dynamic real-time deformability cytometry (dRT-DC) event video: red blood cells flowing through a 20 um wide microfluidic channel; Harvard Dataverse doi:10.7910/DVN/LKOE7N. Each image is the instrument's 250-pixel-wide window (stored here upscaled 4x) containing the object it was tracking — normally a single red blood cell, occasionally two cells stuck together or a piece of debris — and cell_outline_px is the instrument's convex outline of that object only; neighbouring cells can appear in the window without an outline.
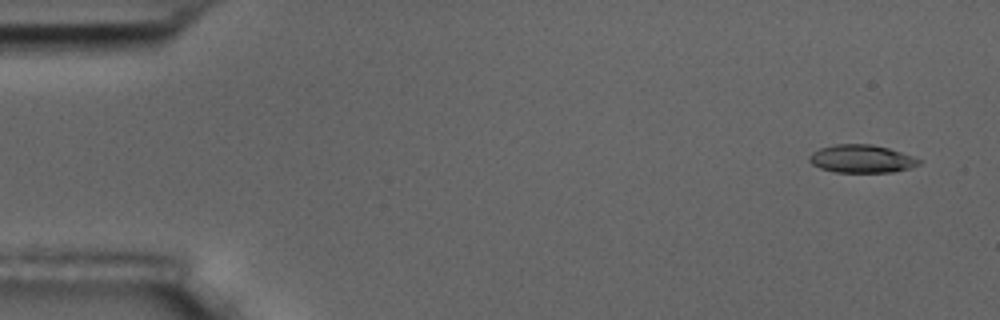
{"species": "common noctule bat (a hibernating species)", "species_latin": "Nyctalus noctula", "temperature_condition": "room temperature", "stored_images_in_passage": 8, "camera_frame_rate_fps": 3000, "um_per_image_px": 0.085, "animal": {"sex": "male", "body_mass_g": 17.5, "forearm_length_mm": 52.3}, "frame": {"image": 1, "passage_image": 1, "time_ms": 0.0, "image_size_px": [1000, 320], "cell_outline_px": [[924, 160], [920, 164], [912, 168], [892, 172], [836, 172], [820, 168], [812, 164], [808, 160], [808, 156], [812, 152], [820, 148], [836, 144], [872, 144], [888, 148]], "centroid_in_image_um": [73.25, 13.5], "position_along_channel_um": 11.7, "area_um2": 17.98}}
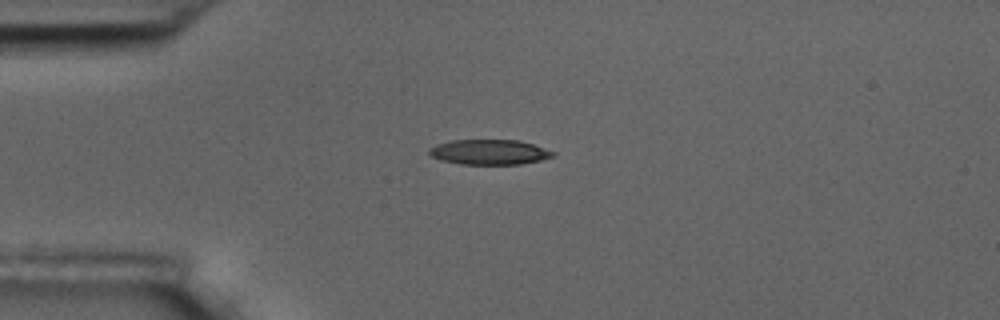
{"frame": {"image": 2, "passage_image": 4, "time_ms": 3.667, "image_size_px": [1000, 320], "cell_outline_px": [[556, 156], [540, 160], [520, 164], [460, 164], [440, 160], [428, 156], [428, 148], [436, 144], [452, 140], [520, 140], [556, 152]], "centroid_in_image_um": [41.56, 12.93], "position_along_channel_um": 43.4, "area_um2": 18.26}}
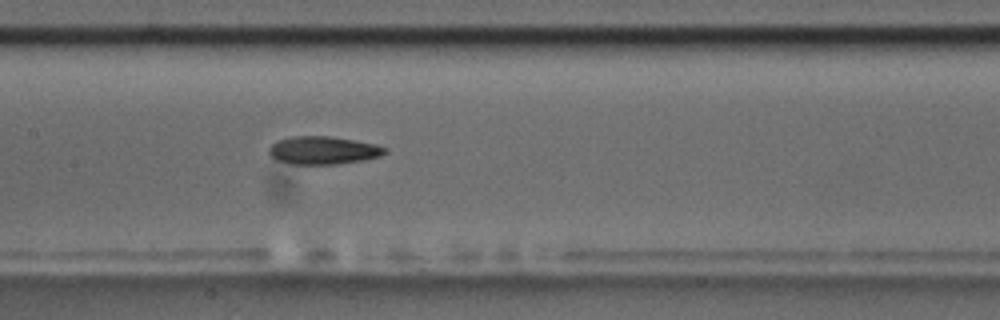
{"frame": {"image": 3, "passage_image": 8, "time_ms": 8.0, "image_size_px": [1000, 320], "cell_outline_px": [[388, 152], [380, 156], [364, 160], [336, 164], [292, 164], [276, 160], [268, 156], [268, 148], [276, 140], [292, 136], [328, 136], [376, 144], [388, 148]], "centroid_in_image_um": [27.44, 12.78], "position_along_channel_um": 180.0, "area_um2": 19.07}}